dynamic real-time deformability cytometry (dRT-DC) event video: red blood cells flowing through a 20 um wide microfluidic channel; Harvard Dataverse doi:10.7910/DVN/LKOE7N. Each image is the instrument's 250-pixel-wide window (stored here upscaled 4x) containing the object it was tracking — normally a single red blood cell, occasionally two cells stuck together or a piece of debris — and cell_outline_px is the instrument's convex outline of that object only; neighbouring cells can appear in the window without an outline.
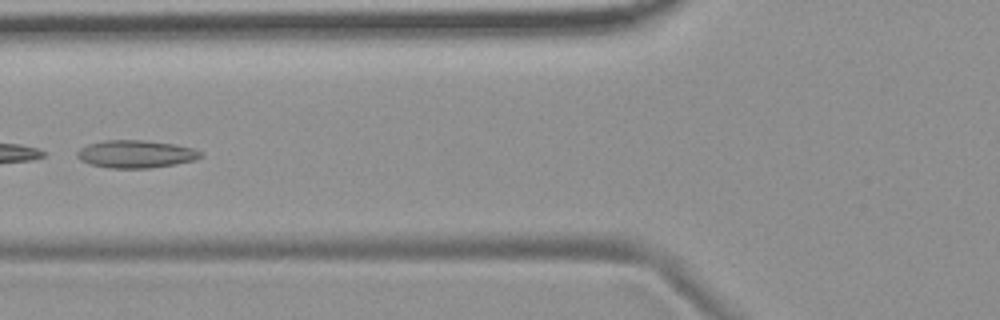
{"species": "common noctule bat (a hibernating species)", "species_latin": "Nyctalus noctula", "temperature_condition": "room temperature", "stored_images_in_passage": 6, "camera_frame_rate_fps": 3000, "um_per_image_px": 0.085, "animal": {"sex": "female", "body_mass_g": 19.9}, "frame": {"image": 1, "passage_image": 6, "time_ms": 6.667, "image_size_px": [1000, 320], "cell_outline_px": [[204, 156], [196, 160], [176, 164], [148, 168], [108, 168], [88, 164], [80, 160], [76, 156], [76, 152], [80, 148], [88, 144], [104, 140], [144, 140], [176, 144], [196, 148], [204, 152]], "centroid_in_image_um": [11.59, 13.09], "position_along_channel_um": 114.2, "area_um2": 20.35}}